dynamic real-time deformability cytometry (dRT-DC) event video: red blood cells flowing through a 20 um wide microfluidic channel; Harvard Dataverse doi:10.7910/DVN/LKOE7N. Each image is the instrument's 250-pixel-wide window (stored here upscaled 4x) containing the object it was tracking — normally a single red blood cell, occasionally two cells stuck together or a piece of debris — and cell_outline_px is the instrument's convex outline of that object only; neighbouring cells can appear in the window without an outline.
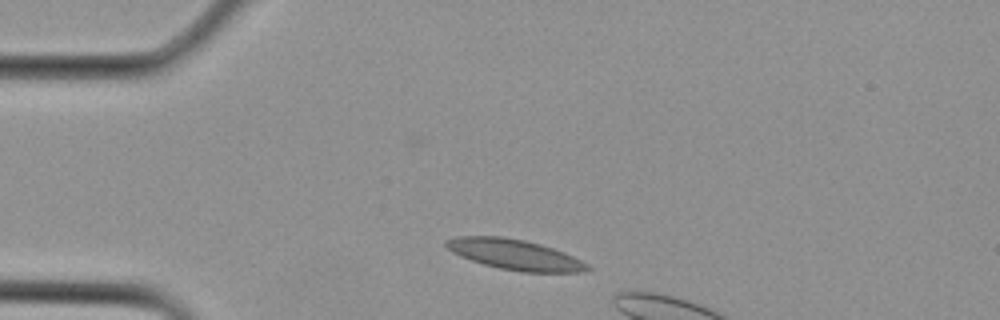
{"species": "Egyptian fruit bat (a non-hibernating species)", "species_latin": "Rousettus aegyptiacus", "temperature_condition": "cold", "stored_images_in_passage": 3, "camera_frame_rate_fps": 3000, "um_per_image_px": 0.085, "animal": {"sex": "female"}, "frame": {"image": 1, "passage_image": 1, "time_ms": 0.0, "image_size_px": [1000, 320], "cell_outline_px": [[592, 268], [584, 272], [524, 272], [500, 268], [484, 264], [460, 256], [452, 252], [444, 244], [444, 240], [456, 236], [500, 236], [524, 240], [540, 244], [564, 252], [588, 264]], "centroid_in_image_um": [43.74, 21.63], "position_along_channel_um": 41.3, "area_um2": 24.85}}